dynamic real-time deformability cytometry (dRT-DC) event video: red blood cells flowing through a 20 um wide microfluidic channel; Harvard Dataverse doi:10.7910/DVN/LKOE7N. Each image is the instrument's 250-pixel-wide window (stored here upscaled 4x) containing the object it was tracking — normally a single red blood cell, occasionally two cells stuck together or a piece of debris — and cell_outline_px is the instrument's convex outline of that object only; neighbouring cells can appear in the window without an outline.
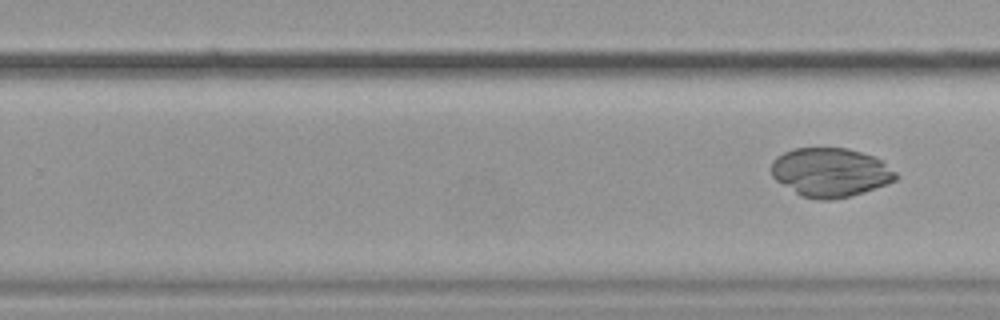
{"species": "common noctule bat (a hibernating species)", "species_latin": "Nyctalus noctula", "temperature_condition": "cold", "stored_images_in_passage": 10, "segment_of_instrument_passage": [2, 2], "camera_frame_rate_fps": 3000, "um_per_image_px": 0.085, "animal": {"sex": "female", "body_mass_g": 19.9}, "frame": {"image": 1, "passage_image": 10, "time_ms": 11.333, "image_size_px": [1000, 320], "cell_outline_px": [[896, 180], [864, 192], [848, 196], [828, 200], [820, 200], [800, 196], [776, 180], [772, 176], [772, 160], [776, 156], [792, 148], [848, 148], [872, 156], [880, 160], [896, 172]], "centroid_in_image_um": [70.54, 14.65], "position_along_channel_um": 259.3, "area_um2": 35.26}}